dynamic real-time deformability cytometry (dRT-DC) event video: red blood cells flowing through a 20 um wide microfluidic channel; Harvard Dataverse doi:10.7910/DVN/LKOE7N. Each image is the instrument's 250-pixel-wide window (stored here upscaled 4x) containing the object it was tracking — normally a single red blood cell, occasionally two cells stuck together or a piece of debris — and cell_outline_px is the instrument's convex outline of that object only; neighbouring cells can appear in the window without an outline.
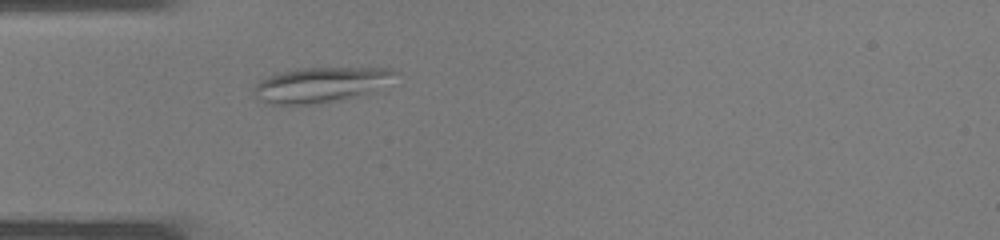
{"species": "common noctule bat (a hibernating species)", "species_latin": "Nyctalus noctula", "temperature_condition": "warm", "stored_images_in_passage": 28, "camera_frame_rate_fps": 3000, "um_per_image_px": 0.085, "animal": {"sex": "male", "body_mass_g": 19.0, "forearm_length_mm": 50.8}, "frame": {"image": 1, "passage_image": 2, "time_ms": 0.333, "image_size_px": [1000, 240], "cell_outline_px": [[400, 72], [360, 96], [344, 100], [320, 104], [264, 104], [252, 92], [252, 88], [260, 80], [268, 76], [280, 72], [300, 68], [392, 68]], "centroid_in_image_um": [27.15, 7.22], "position_along_channel_um": 57.9, "area_um2": 28.73}}
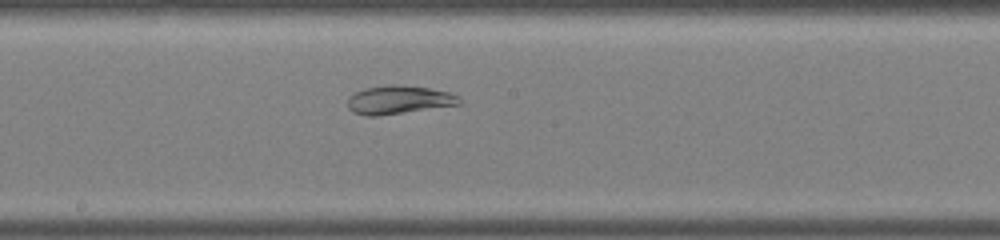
{"frame": {"image": 2, "passage_image": 11, "time_ms": 3.333, "image_size_px": [1000, 240], "cell_outline_px": [[460, 104], [376, 116], [364, 116], [352, 112], [348, 108], [348, 96], [364, 88], [388, 84], [396, 84], [428, 88], [448, 92], [460, 96]], "centroid_in_image_um": [33.84, 8.48], "position_along_channel_um": 214.4, "area_um2": 18.44}}
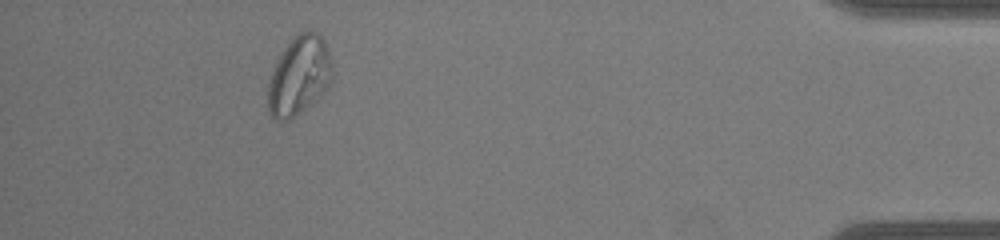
{"frame": {"image": 3, "passage_image": 25, "time_ms": 8.0, "image_size_px": [1000, 240], "cell_outline_px": [[332, 80], [328, 88], [316, 100], [296, 116], [288, 120], [276, 120], [268, 112], [268, 84], [272, 68], [280, 52], [296, 32], [316, 32], [324, 40], [328, 52], [332, 68]], "centroid_in_image_um": [25.4, 6.44], "position_along_channel_um": 409.8, "area_um2": 29.82}}